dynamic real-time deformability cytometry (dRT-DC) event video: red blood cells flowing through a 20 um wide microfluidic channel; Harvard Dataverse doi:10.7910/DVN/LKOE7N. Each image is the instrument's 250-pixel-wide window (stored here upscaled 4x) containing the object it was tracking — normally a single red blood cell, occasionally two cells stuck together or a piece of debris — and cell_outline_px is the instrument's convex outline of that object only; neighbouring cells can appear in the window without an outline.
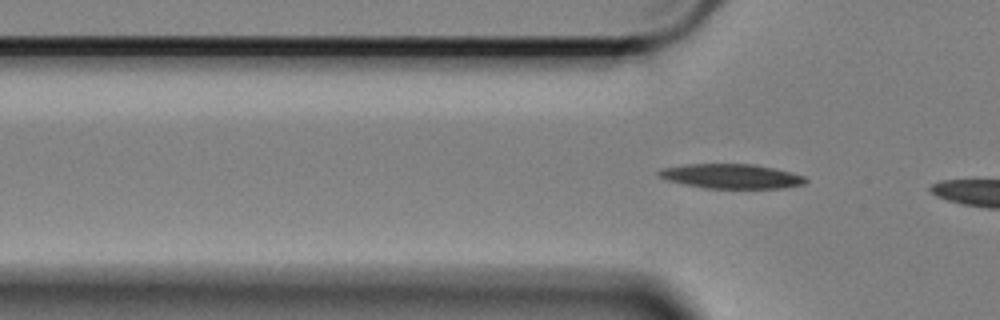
{"species": "Egyptian fruit bat (a non-hibernating species)", "species_latin": "Rousettus aegyptiacus", "temperature_condition": "cold", "stored_images_in_passage": 4, "camera_frame_rate_fps": 3000, "um_per_image_px": 0.085, "animal": {"sex": "female"}, "frame": {"image": 1, "passage_image": 4, "time_ms": 1.0, "image_size_px": [1000, 320], "cell_outline_px": [[808, 180], [804, 184], [780, 188], [704, 188], [684, 184], [668, 180], [656, 176], [656, 172], [660, 168], [684, 164], [756, 164], [804, 176]], "centroid_in_image_um": [62.08, 14.97], "position_along_channel_um": 63.7, "area_um2": 20.98}}